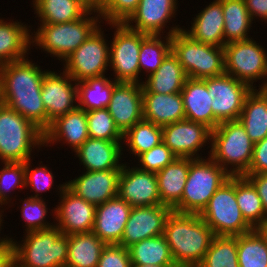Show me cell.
Masks as SVG:
<instances>
[{"label":"cell","mask_w":267,"mask_h":267,"mask_svg":"<svg viewBox=\"0 0 267 267\" xmlns=\"http://www.w3.org/2000/svg\"><path fill=\"white\" fill-rule=\"evenodd\" d=\"M40 66L27 58L0 65V99L3 104L32 122L43 133L47 113L41 97L44 75Z\"/></svg>","instance_id":"1"},{"label":"cell","mask_w":267,"mask_h":267,"mask_svg":"<svg viewBox=\"0 0 267 267\" xmlns=\"http://www.w3.org/2000/svg\"><path fill=\"white\" fill-rule=\"evenodd\" d=\"M163 236L177 267H197L215 237L199 214L175 211L167 217Z\"/></svg>","instance_id":"2"},{"label":"cell","mask_w":267,"mask_h":267,"mask_svg":"<svg viewBox=\"0 0 267 267\" xmlns=\"http://www.w3.org/2000/svg\"><path fill=\"white\" fill-rule=\"evenodd\" d=\"M210 142L209 157L230 175L242 176L249 170L254 142L239 120L221 122L211 131Z\"/></svg>","instance_id":"3"},{"label":"cell","mask_w":267,"mask_h":267,"mask_svg":"<svg viewBox=\"0 0 267 267\" xmlns=\"http://www.w3.org/2000/svg\"><path fill=\"white\" fill-rule=\"evenodd\" d=\"M94 13L93 16H91ZM97 13V16H96ZM91 16V17H90ZM98 11L90 10L84 17L59 24H40L31 35L32 45L64 61L71 55L99 26L102 21ZM100 21V22H99ZM34 43V44H33Z\"/></svg>","instance_id":"4"},{"label":"cell","mask_w":267,"mask_h":267,"mask_svg":"<svg viewBox=\"0 0 267 267\" xmlns=\"http://www.w3.org/2000/svg\"><path fill=\"white\" fill-rule=\"evenodd\" d=\"M232 175L210 157L194 158L181 200L172 208L178 213L200 214L219 187Z\"/></svg>","instance_id":"5"},{"label":"cell","mask_w":267,"mask_h":267,"mask_svg":"<svg viewBox=\"0 0 267 267\" xmlns=\"http://www.w3.org/2000/svg\"><path fill=\"white\" fill-rule=\"evenodd\" d=\"M18 243L12 240L14 258L23 267H65L68 258V235L55 225L26 232Z\"/></svg>","instance_id":"6"},{"label":"cell","mask_w":267,"mask_h":267,"mask_svg":"<svg viewBox=\"0 0 267 267\" xmlns=\"http://www.w3.org/2000/svg\"><path fill=\"white\" fill-rule=\"evenodd\" d=\"M44 146V133L10 107L0 108V161L25 162L32 148Z\"/></svg>","instance_id":"7"},{"label":"cell","mask_w":267,"mask_h":267,"mask_svg":"<svg viewBox=\"0 0 267 267\" xmlns=\"http://www.w3.org/2000/svg\"><path fill=\"white\" fill-rule=\"evenodd\" d=\"M171 51L189 78L204 79L225 73L224 47L195 41L183 30L171 36Z\"/></svg>","instance_id":"8"},{"label":"cell","mask_w":267,"mask_h":267,"mask_svg":"<svg viewBox=\"0 0 267 267\" xmlns=\"http://www.w3.org/2000/svg\"><path fill=\"white\" fill-rule=\"evenodd\" d=\"M215 236H239L254 230L244 219L235 196V176L217 189L199 214Z\"/></svg>","instance_id":"9"},{"label":"cell","mask_w":267,"mask_h":267,"mask_svg":"<svg viewBox=\"0 0 267 267\" xmlns=\"http://www.w3.org/2000/svg\"><path fill=\"white\" fill-rule=\"evenodd\" d=\"M267 51L251 37L224 45L225 73L256 89L253 83L263 79L258 89L267 84ZM266 80V81H265Z\"/></svg>","instance_id":"10"},{"label":"cell","mask_w":267,"mask_h":267,"mask_svg":"<svg viewBox=\"0 0 267 267\" xmlns=\"http://www.w3.org/2000/svg\"><path fill=\"white\" fill-rule=\"evenodd\" d=\"M115 29L110 42L109 67L115 72L116 82H140L139 52L147 34L130 29L125 23H109Z\"/></svg>","instance_id":"11"},{"label":"cell","mask_w":267,"mask_h":267,"mask_svg":"<svg viewBox=\"0 0 267 267\" xmlns=\"http://www.w3.org/2000/svg\"><path fill=\"white\" fill-rule=\"evenodd\" d=\"M104 36L98 27L63 61L64 71L76 82L105 75L110 61V44L106 43Z\"/></svg>","instance_id":"12"},{"label":"cell","mask_w":267,"mask_h":267,"mask_svg":"<svg viewBox=\"0 0 267 267\" xmlns=\"http://www.w3.org/2000/svg\"><path fill=\"white\" fill-rule=\"evenodd\" d=\"M208 92L212 94L214 129L224 121L239 120L245 99L252 88L226 73L204 78Z\"/></svg>","instance_id":"13"},{"label":"cell","mask_w":267,"mask_h":267,"mask_svg":"<svg viewBox=\"0 0 267 267\" xmlns=\"http://www.w3.org/2000/svg\"><path fill=\"white\" fill-rule=\"evenodd\" d=\"M58 188L60 202L57 208L51 210L54 211L58 229L66 235L92 232L96 206L76 196L66 187V183Z\"/></svg>","instance_id":"14"},{"label":"cell","mask_w":267,"mask_h":267,"mask_svg":"<svg viewBox=\"0 0 267 267\" xmlns=\"http://www.w3.org/2000/svg\"><path fill=\"white\" fill-rule=\"evenodd\" d=\"M41 97L47 113L48 129L57 117L78 107L77 82L64 70L61 74L48 71L43 78Z\"/></svg>","instance_id":"15"},{"label":"cell","mask_w":267,"mask_h":267,"mask_svg":"<svg viewBox=\"0 0 267 267\" xmlns=\"http://www.w3.org/2000/svg\"><path fill=\"white\" fill-rule=\"evenodd\" d=\"M209 141L211 130L201 123L184 119L162 127V142L178 158H202L198 153Z\"/></svg>","instance_id":"16"},{"label":"cell","mask_w":267,"mask_h":267,"mask_svg":"<svg viewBox=\"0 0 267 267\" xmlns=\"http://www.w3.org/2000/svg\"><path fill=\"white\" fill-rule=\"evenodd\" d=\"M172 211L167 205L132 207L119 245L129 248L144 239L163 235Z\"/></svg>","instance_id":"17"},{"label":"cell","mask_w":267,"mask_h":267,"mask_svg":"<svg viewBox=\"0 0 267 267\" xmlns=\"http://www.w3.org/2000/svg\"><path fill=\"white\" fill-rule=\"evenodd\" d=\"M123 164L118 196L131 207L163 205L160 201L156 173Z\"/></svg>","instance_id":"18"},{"label":"cell","mask_w":267,"mask_h":267,"mask_svg":"<svg viewBox=\"0 0 267 267\" xmlns=\"http://www.w3.org/2000/svg\"><path fill=\"white\" fill-rule=\"evenodd\" d=\"M142 87V83L118 82L113 88L107 110L122 134L143 119Z\"/></svg>","instance_id":"19"},{"label":"cell","mask_w":267,"mask_h":267,"mask_svg":"<svg viewBox=\"0 0 267 267\" xmlns=\"http://www.w3.org/2000/svg\"><path fill=\"white\" fill-rule=\"evenodd\" d=\"M122 169L86 171L78 178L66 182V187L76 196L95 206L118 196Z\"/></svg>","instance_id":"20"},{"label":"cell","mask_w":267,"mask_h":267,"mask_svg":"<svg viewBox=\"0 0 267 267\" xmlns=\"http://www.w3.org/2000/svg\"><path fill=\"white\" fill-rule=\"evenodd\" d=\"M132 207L119 196L96 206L93 233L106 245L119 244Z\"/></svg>","instance_id":"21"},{"label":"cell","mask_w":267,"mask_h":267,"mask_svg":"<svg viewBox=\"0 0 267 267\" xmlns=\"http://www.w3.org/2000/svg\"><path fill=\"white\" fill-rule=\"evenodd\" d=\"M177 2V0H140L136 11L125 24L130 29L147 35H161L163 28H167L165 26L167 22H170L168 20L176 14Z\"/></svg>","instance_id":"22"},{"label":"cell","mask_w":267,"mask_h":267,"mask_svg":"<svg viewBox=\"0 0 267 267\" xmlns=\"http://www.w3.org/2000/svg\"><path fill=\"white\" fill-rule=\"evenodd\" d=\"M122 141H107L103 139L88 138L75 151L86 171H103L122 169L119 162L125 147ZM121 163V164H120Z\"/></svg>","instance_id":"23"},{"label":"cell","mask_w":267,"mask_h":267,"mask_svg":"<svg viewBox=\"0 0 267 267\" xmlns=\"http://www.w3.org/2000/svg\"><path fill=\"white\" fill-rule=\"evenodd\" d=\"M88 138L86 111L77 107L51 122L50 127L44 132V146L62 140L75 152Z\"/></svg>","instance_id":"24"},{"label":"cell","mask_w":267,"mask_h":267,"mask_svg":"<svg viewBox=\"0 0 267 267\" xmlns=\"http://www.w3.org/2000/svg\"><path fill=\"white\" fill-rule=\"evenodd\" d=\"M185 119L201 123L214 130V114L212 111L213 96L208 92L203 79L187 78L181 91Z\"/></svg>","instance_id":"25"},{"label":"cell","mask_w":267,"mask_h":267,"mask_svg":"<svg viewBox=\"0 0 267 267\" xmlns=\"http://www.w3.org/2000/svg\"><path fill=\"white\" fill-rule=\"evenodd\" d=\"M190 30L183 29L193 40L217 47H224V15L222 0H214L196 17Z\"/></svg>","instance_id":"26"},{"label":"cell","mask_w":267,"mask_h":267,"mask_svg":"<svg viewBox=\"0 0 267 267\" xmlns=\"http://www.w3.org/2000/svg\"><path fill=\"white\" fill-rule=\"evenodd\" d=\"M143 119L158 126H165L185 119L181 92L158 94L142 92Z\"/></svg>","instance_id":"27"},{"label":"cell","mask_w":267,"mask_h":267,"mask_svg":"<svg viewBox=\"0 0 267 267\" xmlns=\"http://www.w3.org/2000/svg\"><path fill=\"white\" fill-rule=\"evenodd\" d=\"M192 160L176 157L156 173L160 201L163 205L173 208L181 200Z\"/></svg>","instance_id":"28"},{"label":"cell","mask_w":267,"mask_h":267,"mask_svg":"<svg viewBox=\"0 0 267 267\" xmlns=\"http://www.w3.org/2000/svg\"><path fill=\"white\" fill-rule=\"evenodd\" d=\"M187 75L177 57L171 51L156 72L147 76L143 81L142 92L172 94L181 92Z\"/></svg>","instance_id":"29"},{"label":"cell","mask_w":267,"mask_h":267,"mask_svg":"<svg viewBox=\"0 0 267 267\" xmlns=\"http://www.w3.org/2000/svg\"><path fill=\"white\" fill-rule=\"evenodd\" d=\"M258 90L252 89L247 95L239 117L254 143L267 137V84Z\"/></svg>","instance_id":"30"},{"label":"cell","mask_w":267,"mask_h":267,"mask_svg":"<svg viewBox=\"0 0 267 267\" xmlns=\"http://www.w3.org/2000/svg\"><path fill=\"white\" fill-rule=\"evenodd\" d=\"M30 34L26 24L0 19V65L26 58L32 46Z\"/></svg>","instance_id":"31"},{"label":"cell","mask_w":267,"mask_h":267,"mask_svg":"<svg viewBox=\"0 0 267 267\" xmlns=\"http://www.w3.org/2000/svg\"><path fill=\"white\" fill-rule=\"evenodd\" d=\"M40 24H59L78 20L91 9L85 0H33Z\"/></svg>","instance_id":"32"},{"label":"cell","mask_w":267,"mask_h":267,"mask_svg":"<svg viewBox=\"0 0 267 267\" xmlns=\"http://www.w3.org/2000/svg\"><path fill=\"white\" fill-rule=\"evenodd\" d=\"M106 244L93 232L68 235L65 267H97Z\"/></svg>","instance_id":"33"},{"label":"cell","mask_w":267,"mask_h":267,"mask_svg":"<svg viewBox=\"0 0 267 267\" xmlns=\"http://www.w3.org/2000/svg\"><path fill=\"white\" fill-rule=\"evenodd\" d=\"M117 83L114 78L111 81L105 75L78 81V107L85 111L107 108Z\"/></svg>","instance_id":"34"},{"label":"cell","mask_w":267,"mask_h":267,"mask_svg":"<svg viewBox=\"0 0 267 267\" xmlns=\"http://www.w3.org/2000/svg\"><path fill=\"white\" fill-rule=\"evenodd\" d=\"M225 44L250 39L252 25L244 0H222Z\"/></svg>","instance_id":"35"},{"label":"cell","mask_w":267,"mask_h":267,"mask_svg":"<svg viewBox=\"0 0 267 267\" xmlns=\"http://www.w3.org/2000/svg\"><path fill=\"white\" fill-rule=\"evenodd\" d=\"M128 249L133 264L176 266L163 235L144 239Z\"/></svg>","instance_id":"36"},{"label":"cell","mask_w":267,"mask_h":267,"mask_svg":"<svg viewBox=\"0 0 267 267\" xmlns=\"http://www.w3.org/2000/svg\"><path fill=\"white\" fill-rule=\"evenodd\" d=\"M183 30L178 26L171 27L167 36L163 37L165 40L162 41V35H147L141 41V48L139 52V69L141 71L149 73L146 77L161 66L165 57L171 52V36L176 32Z\"/></svg>","instance_id":"37"},{"label":"cell","mask_w":267,"mask_h":267,"mask_svg":"<svg viewBox=\"0 0 267 267\" xmlns=\"http://www.w3.org/2000/svg\"><path fill=\"white\" fill-rule=\"evenodd\" d=\"M235 196L244 219L256 229L267 216L256 188L243 175L235 176Z\"/></svg>","instance_id":"38"},{"label":"cell","mask_w":267,"mask_h":267,"mask_svg":"<svg viewBox=\"0 0 267 267\" xmlns=\"http://www.w3.org/2000/svg\"><path fill=\"white\" fill-rule=\"evenodd\" d=\"M240 267H267V242L257 229L237 236Z\"/></svg>","instance_id":"39"},{"label":"cell","mask_w":267,"mask_h":267,"mask_svg":"<svg viewBox=\"0 0 267 267\" xmlns=\"http://www.w3.org/2000/svg\"><path fill=\"white\" fill-rule=\"evenodd\" d=\"M135 157L162 142V127L142 119L123 134V143Z\"/></svg>","instance_id":"40"},{"label":"cell","mask_w":267,"mask_h":267,"mask_svg":"<svg viewBox=\"0 0 267 267\" xmlns=\"http://www.w3.org/2000/svg\"><path fill=\"white\" fill-rule=\"evenodd\" d=\"M197 267H240L237 258V236H215Z\"/></svg>","instance_id":"41"},{"label":"cell","mask_w":267,"mask_h":267,"mask_svg":"<svg viewBox=\"0 0 267 267\" xmlns=\"http://www.w3.org/2000/svg\"><path fill=\"white\" fill-rule=\"evenodd\" d=\"M89 137L107 141H123V134L116 127L107 108L86 111Z\"/></svg>","instance_id":"42"},{"label":"cell","mask_w":267,"mask_h":267,"mask_svg":"<svg viewBox=\"0 0 267 267\" xmlns=\"http://www.w3.org/2000/svg\"><path fill=\"white\" fill-rule=\"evenodd\" d=\"M44 198H26L22 201L21 213L25 220L26 232L48 229L53 226V222L50 224L46 221V215H48V208Z\"/></svg>","instance_id":"43"},{"label":"cell","mask_w":267,"mask_h":267,"mask_svg":"<svg viewBox=\"0 0 267 267\" xmlns=\"http://www.w3.org/2000/svg\"><path fill=\"white\" fill-rule=\"evenodd\" d=\"M2 165L4 166L0 170V203L7 205L11 201V191L18 187L25 188V162H4Z\"/></svg>","instance_id":"44"},{"label":"cell","mask_w":267,"mask_h":267,"mask_svg":"<svg viewBox=\"0 0 267 267\" xmlns=\"http://www.w3.org/2000/svg\"><path fill=\"white\" fill-rule=\"evenodd\" d=\"M176 156L172 153L168 146L163 142L152 149L143 152L137 157L141 170L158 173L160 170L169 165Z\"/></svg>","instance_id":"45"},{"label":"cell","mask_w":267,"mask_h":267,"mask_svg":"<svg viewBox=\"0 0 267 267\" xmlns=\"http://www.w3.org/2000/svg\"><path fill=\"white\" fill-rule=\"evenodd\" d=\"M32 159L25 161V188H31V191H35V195L29 196L30 198H42L40 192L49 191L53 185L54 176L51 173L47 166L41 165L32 168L31 162ZM32 169H31V168ZM31 186V187H30Z\"/></svg>","instance_id":"46"},{"label":"cell","mask_w":267,"mask_h":267,"mask_svg":"<svg viewBox=\"0 0 267 267\" xmlns=\"http://www.w3.org/2000/svg\"><path fill=\"white\" fill-rule=\"evenodd\" d=\"M140 0H111L99 13L109 23H125L136 11Z\"/></svg>","instance_id":"47"},{"label":"cell","mask_w":267,"mask_h":267,"mask_svg":"<svg viewBox=\"0 0 267 267\" xmlns=\"http://www.w3.org/2000/svg\"><path fill=\"white\" fill-rule=\"evenodd\" d=\"M97 267H131L129 249L119 244L106 245L101 252Z\"/></svg>","instance_id":"48"},{"label":"cell","mask_w":267,"mask_h":267,"mask_svg":"<svg viewBox=\"0 0 267 267\" xmlns=\"http://www.w3.org/2000/svg\"><path fill=\"white\" fill-rule=\"evenodd\" d=\"M267 173V137L254 143L253 157L245 174Z\"/></svg>","instance_id":"49"},{"label":"cell","mask_w":267,"mask_h":267,"mask_svg":"<svg viewBox=\"0 0 267 267\" xmlns=\"http://www.w3.org/2000/svg\"><path fill=\"white\" fill-rule=\"evenodd\" d=\"M256 188L259 197L261 198V203L267 216V173L259 174H244Z\"/></svg>","instance_id":"50"},{"label":"cell","mask_w":267,"mask_h":267,"mask_svg":"<svg viewBox=\"0 0 267 267\" xmlns=\"http://www.w3.org/2000/svg\"><path fill=\"white\" fill-rule=\"evenodd\" d=\"M249 16L252 20L261 18L267 21V0H244Z\"/></svg>","instance_id":"51"},{"label":"cell","mask_w":267,"mask_h":267,"mask_svg":"<svg viewBox=\"0 0 267 267\" xmlns=\"http://www.w3.org/2000/svg\"><path fill=\"white\" fill-rule=\"evenodd\" d=\"M14 259V248L10 241L6 246L0 247V267H7Z\"/></svg>","instance_id":"52"},{"label":"cell","mask_w":267,"mask_h":267,"mask_svg":"<svg viewBox=\"0 0 267 267\" xmlns=\"http://www.w3.org/2000/svg\"><path fill=\"white\" fill-rule=\"evenodd\" d=\"M111 0H92L89 7L93 11L100 12Z\"/></svg>","instance_id":"53"},{"label":"cell","mask_w":267,"mask_h":267,"mask_svg":"<svg viewBox=\"0 0 267 267\" xmlns=\"http://www.w3.org/2000/svg\"><path fill=\"white\" fill-rule=\"evenodd\" d=\"M3 212H4V210H3V211L1 210V212H0V231H1V229H2V227H1L2 225H1V224L3 223V222H2V221H3V219H2L3 217H2V216H4V215L2 214ZM0 233H1V232H0ZM12 239H13V238H9L8 236H6V238H3V237L1 238V237H0V247L6 246L10 241H12Z\"/></svg>","instance_id":"54"},{"label":"cell","mask_w":267,"mask_h":267,"mask_svg":"<svg viewBox=\"0 0 267 267\" xmlns=\"http://www.w3.org/2000/svg\"><path fill=\"white\" fill-rule=\"evenodd\" d=\"M267 242V218L256 228Z\"/></svg>","instance_id":"55"},{"label":"cell","mask_w":267,"mask_h":267,"mask_svg":"<svg viewBox=\"0 0 267 267\" xmlns=\"http://www.w3.org/2000/svg\"><path fill=\"white\" fill-rule=\"evenodd\" d=\"M131 267H177V266H160V265H142V264H133L131 263Z\"/></svg>","instance_id":"56"},{"label":"cell","mask_w":267,"mask_h":267,"mask_svg":"<svg viewBox=\"0 0 267 267\" xmlns=\"http://www.w3.org/2000/svg\"><path fill=\"white\" fill-rule=\"evenodd\" d=\"M7 267H23V266L14 258Z\"/></svg>","instance_id":"57"},{"label":"cell","mask_w":267,"mask_h":267,"mask_svg":"<svg viewBox=\"0 0 267 267\" xmlns=\"http://www.w3.org/2000/svg\"><path fill=\"white\" fill-rule=\"evenodd\" d=\"M3 105H4V104H3L2 100L0 99V108H1Z\"/></svg>","instance_id":"58"}]
</instances>
